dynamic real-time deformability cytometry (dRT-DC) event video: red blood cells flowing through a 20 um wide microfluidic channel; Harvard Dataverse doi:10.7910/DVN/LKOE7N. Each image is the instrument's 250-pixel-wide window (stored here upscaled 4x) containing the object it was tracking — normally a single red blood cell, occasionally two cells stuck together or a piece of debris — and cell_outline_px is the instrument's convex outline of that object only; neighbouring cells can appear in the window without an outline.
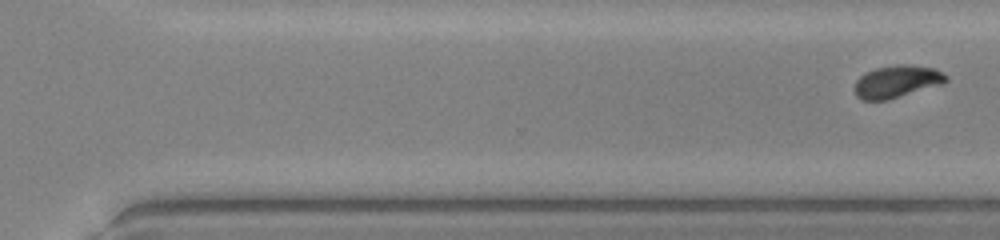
{"species": "common noctule bat (a hibernating species)", "species_latin": "Nyctalus noctula", "temperature_condition": "warm", "stored_images_in_passage": 20, "camera_frame_rate_fps": 3000, "um_per_image_px": 0.085, "animal": {"sex": "male", "body_mass_g": 20.0, "forearm_length_mm": 53.3}, "frame": {"image": 1, "passage_image": 20, "time_ms": 6.333, "image_size_px": [1000, 240], "cell_outline_px": [[948, 80], [940, 84], [888, 100], [864, 100], [856, 96], [856, 80], [864, 72], [876, 68], [900, 64], [904, 64], [932, 68], [948, 76]], "centroid_in_image_um": [76.2, 6.93], "position_along_channel_um": 294.4, "area_um2": 16.88}}